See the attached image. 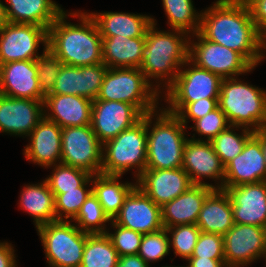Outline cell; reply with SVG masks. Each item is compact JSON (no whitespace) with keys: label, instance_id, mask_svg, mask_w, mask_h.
<instances>
[{"label":"cell","instance_id":"1","mask_svg":"<svg viewBox=\"0 0 266 267\" xmlns=\"http://www.w3.org/2000/svg\"><path fill=\"white\" fill-rule=\"evenodd\" d=\"M199 33L240 53L253 67L260 63L261 35L244 0H217L201 10Z\"/></svg>","mask_w":266,"mask_h":267},{"label":"cell","instance_id":"2","mask_svg":"<svg viewBox=\"0 0 266 267\" xmlns=\"http://www.w3.org/2000/svg\"><path fill=\"white\" fill-rule=\"evenodd\" d=\"M68 16L79 22H68ZM47 47L65 65L80 67L103 63L102 37L87 11H64L48 28Z\"/></svg>","mask_w":266,"mask_h":267},{"label":"cell","instance_id":"3","mask_svg":"<svg viewBox=\"0 0 266 267\" xmlns=\"http://www.w3.org/2000/svg\"><path fill=\"white\" fill-rule=\"evenodd\" d=\"M152 22L145 34L140 70L162 95L175 81L181 66L189 59L190 35L175 29L159 30L153 16Z\"/></svg>","mask_w":266,"mask_h":267},{"label":"cell","instance_id":"4","mask_svg":"<svg viewBox=\"0 0 266 267\" xmlns=\"http://www.w3.org/2000/svg\"><path fill=\"white\" fill-rule=\"evenodd\" d=\"M186 130L180 119L164 106L148 113L146 169L181 168L183 149L191 135Z\"/></svg>","mask_w":266,"mask_h":267},{"label":"cell","instance_id":"5","mask_svg":"<svg viewBox=\"0 0 266 267\" xmlns=\"http://www.w3.org/2000/svg\"><path fill=\"white\" fill-rule=\"evenodd\" d=\"M238 77L223 79L218 107L232 126L254 132L266 129V90Z\"/></svg>","mask_w":266,"mask_h":267},{"label":"cell","instance_id":"6","mask_svg":"<svg viewBox=\"0 0 266 267\" xmlns=\"http://www.w3.org/2000/svg\"><path fill=\"white\" fill-rule=\"evenodd\" d=\"M147 114L132 127L103 144L101 174L123 176L132 169L137 181L146 169Z\"/></svg>","mask_w":266,"mask_h":267},{"label":"cell","instance_id":"7","mask_svg":"<svg viewBox=\"0 0 266 267\" xmlns=\"http://www.w3.org/2000/svg\"><path fill=\"white\" fill-rule=\"evenodd\" d=\"M162 95L145 78L140 68H108L95 100L126 102L142 115L159 107Z\"/></svg>","mask_w":266,"mask_h":267},{"label":"cell","instance_id":"8","mask_svg":"<svg viewBox=\"0 0 266 267\" xmlns=\"http://www.w3.org/2000/svg\"><path fill=\"white\" fill-rule=\"evenodd\" d=\"M48 267H80L89 233L72 221L56 220L36 228Z\"/></svg>","mask_w":266,"mask_h":267},{"label":"cell","instance_id":"9","mask_svg":"<svg viewBox=\"0 0 266 267\" xmlns=\"http://www.w3.org/2000/svg\"><path fill=\"white\" fill-rule=\"evenodd\" d=\"M222 80L188 59L181 66L175 81L162 93L161 97L168 104L165 109L176 115L188 103L203 98H219Z\"/></svg>","mask_w":266,"mask_h":267},{"label":"cell","instance_id":"10","mask_svg":"<svg viewBox=\"0 0 266 267\" xmlns=\"http://www.w3.org/2000/svg\"><path fill=\"white\" fill-rule=\"evenodd\" d=\"M189 60L222 79L239 77L255 70L240 53L205 39L199 32L190 35Z\"/></svg>","mask_w":266,"mask_h":267},{"label":"cell","instance_id":"11","mask_svg":"<svg viewBox=\"0 0 266 267\" xmlns=\"http://www.w3.org/2000/svg\"><path fill=\"white\" fill-rule=\"evenodd\" d=\"M103 144L91 125L64 127L61 135V163L101 174Z\"/></svg>","mask_w":266,"mask_h":267},{"label":"cell","instance_id":"12","mask_svg":"<svg viewBox=\"0 0 266 267\" xmlns=\"http://www.w3.org/2000/svg\"><path fill=\"white\" fill-rule=\"evenodd\" d=\"M48 30L35 24L7 22L0 29V65L12 61L35 60L40 44L47 48Z\"/></svg>","mask_w":266,"mask_h":267},{"label":"cell","instance_id":"13","mask_svg":"<svg viewBox=\"0 0 266 267\" xmlns=\"http://www.w3.org/2000/svg\"><path fill=\"white\" fill-rule=\"evenodd\" d=\"M223 242L227 267H245L262 258L266 264V234L264 227L234 224L223 235Z\"/></svg>","mask_w":266,"mask_h":267},{"label":"cell","instance_id":"14","mask_svg":"<svg viewBox=\"0 0 266 267\" xmlns=\"http://www.w3.org/2000/svg\"><path fill=\"white\" fill-rule=\"evenodd\" d=\"M182 168L193 184L223 190L224 166L210 141H196L188 138L183 149ZM204 179L215 181V185L205 182Z\"/></svg>","mask_w":266,"mask_h":267},{"label":"cell","instance_id":"15","mask_svg":"<svg viewBox=\"0 0 266 267\" xmlns=\"http://www.w3.org/2000/svg\"><path fill=\"white\" fill-rule=\"evenodd\" d=\"M143 115L131 104L118 101L93 100L91 127L104 144L136 124Z\"/></svg>","mask_w":266,"mask_h":267},{"label":"cell","instance_id":"16","mask_svg":"<svg viewBox=\"0 0 266 267\" xmlns=\"http://www.w3.org/2000/svg\"><path fill=\"white\" fill-rule=\"evenodd\" d=\"M262 131L255 132L243 151L224 167L223 187L266 181Z\"/></svg>","mask_w":266,"mask_h":267},{"label":"cell","instance_id":"17","mask_svg":"<svg viewBox=\"0 0 266 267\" xmlns=\"http://www.w3.org/2000/svg\"><path fill=\"white\" fill-rule=\"evenodd\" d=\"M112 221L142 234L154 233L164 228L161 207L138 186L125 198L119 213Z\"/></svg>","mask_w":266,"mask_h":267},{"label":"cell","instance_id":"18","mask_svg":"<svg viewBox=\"0 0 266 267\" xmlns=\"http://www.w3.org/2000/svg\"><path fill=\"white\" fill-rule=\"evenodd\" d=\"M43 101L0 94V133L26 138L44 117Z\"/></svg>","mask_w":266,"mask_h":267},{"label":"cell","instance_id":"19","mask_svg":"<svg viewBox=\"0 0 266 267\" xmlns=\"http://www.w3.org/2000/svg\"><path fill=\"white\" fill-rule=\"evenodd\" d=\"M232 204L234 224L266 225V181L223 187Z\"/></svg>","mask_w":266,"mask_h":267},{"label":"cell","instance_id":"20","mask_svg":"<svg viewBox=\"0 0 266 267\" xmlns=\"http://www.w3.org/2000/svg\"><path fill=\"white\" fill-rule=\"evenodd\" d=\"M137 186L156 204L162 207L193 185L187 172L175 169H145L137 179Z\"/></svg>","mask_w":266,"mask_h":267},{"label":"cell","instance_id":"21","mask_svg":"<svg viewBox=\"0 0 266 267\" xmlns=\"http://www.w3.org/2000/svg\"><path fill=\"white\" fill-rule=\"evenodd\" d=\"M107 69L104 63L80 67L63 64L50 94L77 95L93 101Z\"/></svg>","mask_w":266,"mask_h":267},{"label":"cell","instance_id":"22","mask_svg":"<svg viewBox=\"0 0 266 267\" xmlns=\"http://www.w3.org/2000/svg\"><path fill=\"white\" fill-rule=\"evenodd\" d=\"M61 135L62 128L43 117L27 136L24 158L45 169L61 163Z\"/></svg>","mask_w":266,"mask_h":267},{"label":"cell","instance_id":"23","mask_svg":"<svg viewBox=\"0 0 266 267\" xmlns=\"http://www.w3.org/2000/svg\"><path fill=\"white\" fill-rule=\"evenodd\" d=\"M0 94L23 99L44 100L37 78L35 60L0 65Z\"/></svg>","mask_w":266,"mask_h":267},{"label":"cell","instance_id":"24","mask_svg":"<svg viewBox=\"0 0 266 267\" xmlns=\"http://www.w3.org/2000/svg\"><path fill=\"white\" fill-rule=\"evenodd\" d=\"M93 101L77 95L48 94L43 101L44 117L61 128L91 125Z\"/></svg>","mask_w":266,"mask_h":267},{"label":"cell","instance_id":"25","mask_svg":"<svg viewBox=\"0 0 266 267\" xmlns=\"http://www.w3.org/2000/svg\"><path fill=\"white\" fill-rule=\"evenodd\" d=\"M214 189L193 184L184 193L161 207L164 228L175 225L196 224L206 197Z\"/></svg>","mask_w":266,"mask_h":267},{"label":"cell","instance_id":"26","mask_svg":"<svg viewBox=\"0 0 266 267\" xmlns=\"http://www.w3.org/2000/svg\"><path fill=\"white\" fill-rule=\"evenodd\" d=\"M7 22L48 28L65 11L53 0H5Z\"/></svg>","mask_w":266,"mask_h":267},{"label":"cell","instance_id":"27","mask_svg":"<svg viewBox=\"0 0 266 267\" xmlns=\"http://www.w3.org/2000/svg\"><path fill=\"white\" fill-rule=\"evenodd\" d=\"M95 20L101 36L145 37L153 23L152 16L126 12H88Z\"/></svg>","mask_w":266,"mask_h":267},{"label":"cell","instance_id":"28","mask_svg":"<svg viewBox=\"0 0 266 267\" xmlns=\"http://www.w3.org/2000/svg\"><path fill=\"white\" fill-rule=\"evenodd\" d=\"M196 225L202 232L225 235L233 226V211L229 195L214 189L204 200Z\"/></svg>","mask_w":266,"mask_h":267},{"label":"cell","instance_id":"29","mask_svg":"<svg viewBox=\"0 0 266 267\" xmlns=\"http://www.w3.org/2000/svg\"><path fill=\"white\" fill-rule=\"evenodd\" d=\"M102 37V60L108 68H140L145 37Z\"/></svg>","mask_w":266,"mask_h":267},{"label":"cell","instance_id":"30","mask_svg":"<svg viewBox=\"0 0 266 267\" xmlns=\"http://www.w3.org/2000/svg\"><path fill=\"white\" fill-rule=\"evenodd\" d=\"M19 198V208L32 217L35 228L56 221L54 194L44 179L26 184Z\"/></svg>","mask_w":266,"mask_h":267},{"label":"cell","instance_id":"31","mask_svg":"<svg viewBox=\"0 0 266 267\" xmlns=\"http://www.w3.org/2000/svg\"><path fill=\"white\" fill-rule=\"evenodd\" d=\"M122 176L92 175V193L97 197L104 213L113 220L124 204L125 198L137 186V182H123Z\"/></svg>","mask_w":266,"mask_h":267},{"label":"cell","instance_id":"32","mask_svg":"<svg viewBox=\"0 0 266 267\" xmlns=\"http://www.w3.org/2000/svg\"><path fill=\"white\" fill-rule=\"evenodd\" d=\"M170 29L180 30L189 35L200 29L201 11H197L192 0H162Z\"/></svg>","mask_w":266,"mask_h":267},{"label":"cell","instance_id":"33","mask_svg":"<svg viewBox=\"0 0 266 267\" xmlns=\"http://www.w3.org/2000/svg\"><path fill=\"white\" fill-rule=\"evenodd\" d=\"M119 255L106 233L88 234L80 267H116Z\"/></svg>","mask_w":266,"mask_h":267},{"label":"cell","instance_id":"34","mask_svg":"<svg viewBox=\"0 0 266 267\" xmlns=\"http://www.w3.org/2000/svg\"><path fill=\"white\" fill-rule=\"evenodd\" d=\"M254 133L248 128L230 125L210 141L224 167L243 151L245 143Z\"/></svg>","mask_w":266,"mask_h":267},{"label":"cell","instance_id":"35","mask_svg":"<svg viewBox=\"0 0 266 267\" xmlns=\"http://www.w3.org/2000/svg\"><path fill=\"white\" fill-rule=\"evenodd\" d=\"M72 222L84 232L89 234L107 233L110 227H106L111 222L109 217L104 213L97 197L91 193L86 201L82 204L79 213ZM108 228V229H107Z\"/></svg>","mask_w":266,"mask_h":267},{"label":"cell","instance_id":"36","mask_svg":"<svg viewBox=\"0 0 266 267\" xmlns=\"http://www.w3.org/2000/svg\"><path fill=\"white\" fill-rule=\"evenodd\" d=\"M91 193L92 175L76 190H62L54 197L56 220L72 221Z\"/></svg>","mask_w":266,"mask_h":267},{"label":"cell","instance_id":"37","mask_svg":"<svg viewBox=\"0 0 266 267\" xmlns=\"http://www.w3.org/2000/svg\"><path fill=\"white\" fill-rule=\"evenodd\" d=\"M51 167L53 168L51 175H48L44 180L47 182L54 197L57 194H61L62 190H76L91 176L85 170L62 163L47 167V169Z\"/></svg>","mask_w":266,"mask_h":267},{"label":"cell","instance_id":"38","mask_svg":"<svg viewBox=\"0 0 266 267\" xmlns=\"http://www.w3.org/2000/svg\"><path fill=\"white\" fill-rule=\"evenodd\" d=\"M169 236L170 250L175 257L187 260L193 254L201 230L196 224L175 225L166 228Z\"/></svg>","mask_w":266,"mask_h":267},{"label":"cell","instance_id":"39","mask_svg":"<svg viewBox=\"0 0 266 267\" xmlns=\"http://www.w3.org/2000/svg\"><path fill=\"white\" fill-rule=\"evenodd\" d=\"M35 64L40 90L46 96L52 92L63 62L47 47L35 59Z\"/></svg>","mask_w":266,"mask_h":267},{"label":"cell","instance_id":"40","mask_svg":"<svg viewBox=\"0 0 266 267\" xmlns=\"http://www.w3.org/2000/svg\"><path fill=\"white\" fill-rule=\"evenodd\" d=\"M230 126V123L227 120L225 113L217 107L213 111L206 114L204 117L195 120L194 125L189 126L188 128L192 129V132L195 131L190 139L196 141H211L219 133L226 130ZM200 138H196V134ZM204 136V137H202Z\"/></svg>","mask_w":266,"mask_h":267},{"label":"cell","instance_id":"41","mask_svg":"<svg viewBox=\"0 0 266 267\" xmlns=\"http://www.w3.org/2000/svg\"><path fill=\"white\" fill-rule=\"evenodd\" d=\"M170 253L169 236L166 228L154 233L143 234L138 255L149 265L163 260Z\"/></svg>","mask_w":266,"mask_h":267},{"label":"cell","instance_id":"42","mask_svg":"<svg viewBox=\"0 0 266 267\" xmlns=\"http://www.w3.org/2000/svg\"><path fill=\"white\" fill-rule=\"evenodd\" d=\"M109 224L110 230L113 229L114 232L108 230L106 234L111 239L119 257L138 254L143 234L117 225L112 220Z\"/></svg>","mask_w":266,"mask_h":267},{"label":"cell","instance_id":"43","mask_svg":"<svg viewBox=\"0 0 266 267\" xmlns=\"http://www.w3.org/2000/svg\"><path fill=\"white\" fill-rule=\"evenodd\" d=\"M223 246V235L201 231L191 257L225 259Z\"/></svg>","mask_w":266,"mask_h":267},{"label":"cell","instance_id":"44","mask_svg":"<svg viewBox=\"0 0 266 267\" xmlns=\"http://www.w3.org/2000/svg\"><path fill=\"white\" fill-rule=\"evenodd\" d=\"M218 107V98H203L195 102L186 104L176 116L180 119L181 123L188 128V122H194L204 117L209 112ZM190 120V121H189Z\"/></svg>","mask_w":266,"mask_h":267},{"label":"cell","instance_id":"45","mask_svg":"<svg viewBox=\"0 0 266 267\" xmlns=\"http://www.w3.org/2000/svg\"><path fill=\"white\" fill-rule=\"evenodd\" d=\"M260 35L266 33V0H244Z\"/></svg>","mask_w":266,"mask_h":267},{"label":"cell","instance_id":"46","mask_svg":"<svg viewBox=\"0 0 266 267\" xmlns=\"http://www.w3.org/2000/svg\"><path fill=\"white\" fill-rule=\"evenodd\" d=\"M15 249L8 241L0 242V267H18Z\"/></svg>","mask_w":266,"mask_h":267},{"label":"cell","instance_id":"47","mask_svg":"<svg viewBox=\"0 0 266 267\" xmlns=\"http://www.w3.org/2000/svg\"><path fill=\"white\" fill-rule=\"evenodd\" d=\"M186 263L187 265L183 267H227L225 259L190 257Z\"/></svg>","mask_w":266,"mask_h":267},{"label":"cell","instance_id":"48","mask_svg":"<svg viewBox=\"0 0 266 267\" xmlns=\"http://www.w3.org/2000/svg\"><path fill=\"white\" fill-rule=\"evenodd\" d=\"M138 254L121 256L116 267H150Z\"/></svg>","mask_w":266,"mask_h":267},{"label":"cell","instance_id":"49","mask_svg":"<svg viewBox=\"0 0 266 267\" xmlns=\"http://www.w3.org/2000/svg\"><path fill=\"white\" fill-rule=\"evenodd\" d=\"M7 23L6 10L3 1L0 0V29Z\"/></svg>","mask_w":266,"mask_h":267},{"label":"cell","instance_id":"50","mask_svg":"<svg viewBox=\"0 0 266 267\" xmlns=\"http://www.w3.org/2000/svg\"><path fill=\"white\" fill-rule=\"evenodd\" d=\"M265 57H266V33L261 35V56L259 65L261 64L262 61L266 59Z\"/></svg>","mask_w":266,"mask_h":267},{"label":"cell","instance_id":"51","mask_svg":"<svg viewBox=\"0 0 266 267\" xmlns=\"http://www.w3.org/2000/svg\"><path fill=\"white\" fill-rule=\"evenodd\" d=\"M262 149L265 160V169H266V129L262 131Z\"/></svg>","mask_w":266,"mask_h":267},{"label":"cell","instance_id":"52","mask_svg":"<svg viewBox=\"0 0 266 267\" xmlns=\"http://www.w3.org/2000/svg\"><path fill=\"white\" fill-rule=\"evenodd\" d=\"M162 267H183V266H175V265H174V266H172V265L167 266V265H166V266H162Z\"/></svg>","mask_w":266,"mask_h":267}]
</instances>
